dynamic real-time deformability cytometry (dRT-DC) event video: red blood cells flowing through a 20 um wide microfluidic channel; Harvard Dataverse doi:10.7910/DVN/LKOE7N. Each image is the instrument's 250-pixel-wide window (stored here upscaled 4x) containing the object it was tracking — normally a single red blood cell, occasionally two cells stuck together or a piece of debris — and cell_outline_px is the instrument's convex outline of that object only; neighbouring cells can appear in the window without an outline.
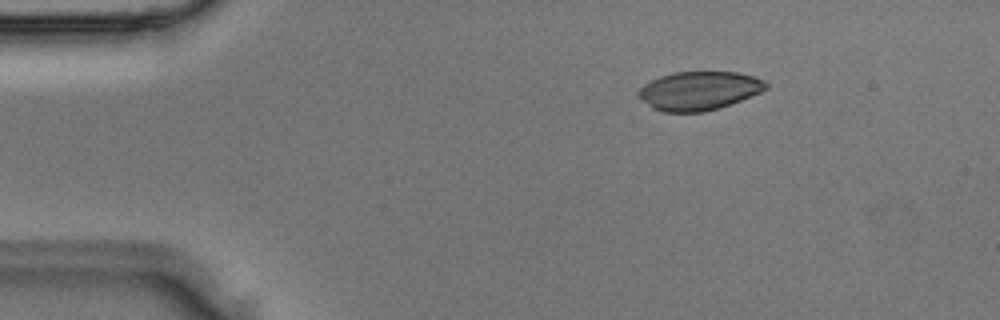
{"species": "Egyptian fruit bat (a non-hibernating species)", "species_latin": "Rousettus aegyptiacus", "temperature_condition": "room temperature", "stored_images_in_passage": 2, "camera_frame_rate_fps": 3000, "um_per_image_px": 0.085, "animal": {"sex": "male"}, "frame": {"image": 1, "passage_image": 1, "time_ms": 0.0, "image_size_px": [1000, 320], "cell_outline_px": [[768, 88], [760, 92], [720, 108], [704, 112], [664, 112], [652, 108], [636, 96], [636, 92], [644, 84], [660, 76], [672, 72], [736, 72], [752, 76], [764, 80], [768, 84]], "centroid_in_image_um": [59.38, 7.72], "position_along_channel_um": 25.6, "area_um2": 28.78}}